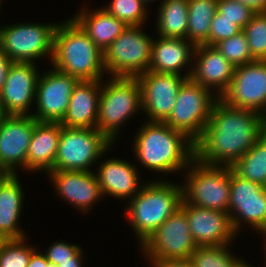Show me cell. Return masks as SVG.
Segmentation results:
<instances>
[{
    "label": "cell",
    "instance_id": "obj_25",
    "mask_svg": "<svg viewBox=\"0 0 266 267\" xmlns=\"http://www.w3.org/2000/svg\"><path fill=\"white\" fill-rule=\"evenodd\" d=\"M22 186L16 174H12L0 186V233L9 239H23L19 223L23 202Z\"/></svg>",
    "mask_w": 266,
    "mask_h": 267
},
{
    "label": "cell",
    "instance_id": "obj_23",
    "mask_svg": "<svg viewBox=\"0 0 266 267\" xmlns=\"http://www.w3.org/2000/svg\"><path fill=\"white\" fill-rule=\"evenodd\" d=\"M62 125L60 122H36L27 153V170L45 171L54 167Z\"/></svg>",
    "mask_w": 266,
    "mask_h": 267
},
{
    "label": "cell",
    "instance_id": "obj_39",
    "mask_svg": "<svg viewBox=\"0 0 266 267\" xmlns=\"http://www.w3.org/2000/svg\"><path fill=\"white\" fill-rule=\"evenodd\" d=\"M13 61L0 47V90L3 88Z\"/></svg>",
    "mask_w": 266,
    "mask_h": 267
},
{
    "label": "cell",
    "instance_id": "obj_10",
    "mask_svg": "<svg viewBox=\"0 0 266 267\" xmlns=\"http://www.w3.org/2000/svg\"><path fill=\"white\" fill-rule=\"evenodd\" d=\"M57 26L56 23L5 25L0 28V47L13 62L33 63L48 55L52 61Z\"/></svg>",
    "mask_w": 266,
    "mask_h": 267
},
{
    "label": "cell",
    "instance_id": "obj_3",
    "mask_svg": "<svg viewBox=\"0 0 266 267\" xmlns=\"http://www.w3.org/2000/svg\"><path fill=\"white\" fill-rule=\"evenodd\" d=\"M52 67L79 81L102 80L103 51L73 19L58 24L54 36Z\"/></svg>",
    "mask_w": 266,
    "mask_h": 267
},
{
    "label": "cell",
    "instance_id": "obj_16",
    "mask_svg": "<svg viewBox=\"0 0 266 267\" xmlns=\"http://www.w3.org/2000/svg\"><path fill=\"white\" fill-rule=\"evenodd\" d=\"M36 119L31 115H6L0 122V172L27 170V153Z\"/></svg>",
    "mask_w": 266,
    "mask_h": 267
},
{
    "label": "cell",
    "instance_id": "obj_2",
    "mask_svg": "<svg viewBox=\"0 0 266 267\" xmlns=\"http://www.w3.org/2000/svg\"><path fill=\"white\" fill-rule=\"evenodd\" d=\"M134 142L142 166L162 173L185 168L195 159V144L185 133L162 122H145Z\"/></svg>",
    "mask_w": 266,
    "mask_h": 267
},
{
    "label": "cell",
    "instance_id": "obj_24",
    "mask_svg": "<svg viewBox=\"0 0 266 267\" xmlns=\"http://www.w3.org/2000/svg\"><path fill=\"white\" fill-rule=\"evenodd\" d=\"M156 40L152 46L150 71L180 75L181 69L195 60L192 55L196 46L187 39L159 37Z\"/></svg>",
    "mask_w": 266,
    "mask_h": 267
},
{
    "label": "cell",
    "instance_id": "obj_38",
    "mask_svg": "<svg viewBox=\"0 0 266 267\" xmlns=\"http://www.w3.org/2000/svg\"><path fill=\"white\" fill-rule=\"evenodd\" d=\"M153 267H195L190 258L188 259H167L161 261H152Z\"/></svg>",
    "mask_w": 266,
    "mask_h": 267
},
{
    "label": "cell",
    "instance_id": "obj_17",
    "mask_svg": "<svg viewBox=\"0 0 266 267\" xmlns=\"http://www.w3.org/2000/svg\"><path fill=\"white\" fill-rule=\"evenodd\" d=\"M180 207L186 212L190 232L197 246L231 245L237 233L232 228L228 212L198 207L183 199Z\"/></svg>",
    "mask_w": 266,
    "mask_h": 267
},
{
    "label": "cell",
    "instance_id": "obj_13",
    "mask_svg": "<svg viewBox=\"0 0 266 267\" xmlns=\"http://www.w3.org/2000/svg\"><path fill=\"white\" fill-rule=\"evenodd\" d=\"M228 213L236 233L242 221L258 231L266 229V187L242 178L232 167Z\"/></svg>",
    "mask_w": 266,
    "mask_h": 267
},
{
    "label": "cell",
    "instance_id": "obj_27",
    "mask_svg": "<svg viewBox=\"0 0 266 267\" xmlns=\"http://www.w3.org/2000/svg\"><path fill=\"white\" fill-rule=\"evenodd\" d=\"M158 12L156 30L160 37L186 39L188 0H164Z\"/></svg>",
    "mask_w": 266,
    "mask_h": 267
},
{
    "label": "cell",
    "instance_id": "obj_31",
    "mask_svg": "<svg viewBox=\"0 0 266 267\" xmlns=\"http://www.w3.org/2000/svg\"><path fill=\"white\" fill-rule=\"evenodd\" d=\"M242 31L253 59L266 61V12L255 13Z\"/></svg>",
    "mask_w": 266,
    "mask_h": 267
},
{
    "label": "cell",
    "instance_id": "obj_8",
    "mask_svg": "<svg viewBox=\"0 0 266 267\" xmlns=\"http://www.w3.org/2000/svg\"><path fill=\"white\" fill-rule=\"evenodd\" d=\"M113 143L96 128L62 126L57 155L51 171H92L90 166L100 159Z\"/></svg>",
    "mask_w": 266,
    "mask_h": 267
},
{
    "label": "cell",
    "instance_id": "obj_21",
    "mask_svg": "<svg viewBox=\"0 0 266 267\" xmlns=\"http://www.w3.org/2000/svg\"><path fill=\"white\" fill-rule=\"evenodd\" d=\"M101 80L79 81L70 96L68 110L60 124L69 128L97 126Z\"/></svg>",
    "mask_w": 266,
    "mask_h": 267
},
{
    "label": "cell",
    "instance_id": "obj_15",
    "mask_svg": "<svg viewBox=\"0 0 266 267\" xmlns=\"http://www.w3.org/2000/svg\"><path fill=\"white\" fill-rule=\"evenodd\" d=\"M39 75L36 85V112L31 114L38 122H61L66 115L70 96L79 80L52 68Z\"/></svg>",
    "mask_w": 266,
    "mask_h": 267
},
{
    "label": "cell",
    "instance_id": "obj_19",
    "mask_svg": "<svg viewBox=\"0 0 266 267\" xmlns=\"http://www.w3.org/2000/svg\"><path fill=\"white\" fill-rule=\"evenodd\" d=\"M193 57L196 63L189 69L190 79L211 91L215 88L220 98L232 81L235 66L214 46L197 45Z\"/></svg>",
    "mask_w": 266,
    "mask_h": 267
},
{
    "label": "cell",
    "instance_id": "obj_1",
    "mask_svg": "<svg viewBox=\"0 0 266 267\" xmlns=\"http://www.w3.org/2000/svg\"><path fill=\"white\" fill-rule=\"evenodd\" d=\"M266 131V117L218 100L202 135L194 142L195 159L205 165L232 167Z\"/></svg>",
    "mask_w": 266,
    "mask_h": 267
},
{
    "label": "cell",
    "instance_id": "obj_35",
    "mask_svg": "<svg viewBox=\"0 0 266 267\" xmlns=\"http://www.w3.org/2000/svg\"><path fill=\"white\" fill-rule=\"evenodd\" d=\"M49 247L45 256L50 263L58 267H82L83 250L79 245L60 241Z\"/></svg>",
    "mask_w": 266,
    "mask_h": 267
},
{
    "label": "cell",
    "instance_id": "obj_44",
    "mask_svg": "<svg viewBox=\"0 0 266 267\" xmlns=\"http://www.w3.org/2000/svg\"><path fill=\"white\" fill-rule=\"evenodd\" d=\"M8 239L5 238L1 233H0V250L3 246V244L7 241Z\"/></svg>",
    "mask_w": 266,
    "mask_h": 267
},
{
    "label": "cell",
    "instance_id": "obj_36",
    "mask_svg": "<svg viewBox=\"0 0 266 267\" xmlns=\"http://www.w3.org/2000/svg\"><path fill=\"white\" fill-rule=\"evenodd\" d=\"M217 11L235 22L241 29L251 20L255 12L236 0H218Z\"/></svg>",
    "mask_w": 266,
    "mask_h": 267
},
{
    "label": "cell",
    "instance_id": "obj_28",
    "mask_svg": "<svg viewBox=\"0 0 266 267\" xmlns=\"http://www.w3.org/2000/svg\"><path fill=\"white\" fill-rule=\"evenodd\" d=\"M218 0H188L186 39L195 46L207 45L210 24L217 12Z\"/></svg>",
    "mask_w": 266,
    "mask_h": 267
},
{
    "label": "cell",
    "instance_id": "obj_47",
    "mask_svg": "<svg viewBox=\"0 0 266 267\" xmlns=\"http://www.w3.org/2000/svg\"><path fill=\"white\" fill-rule=\"evenodd\" d=\"M47 267H58V266L55 264L49 263Z\"/></svg>",
    "mask_w": 266,
    "mask_h": 267
},
{
    "label": "cell",
    "instance_id": "obj_12",
    "mask_svg": "<svg viewBox=\"0 0 266 267\" xmlns=\"http://www.w3.org/2000/svg\"><path fill=\"white\" fill-rule=\"evenodd\" d=\"M220 100L230 107L253 110L266 117V61L255 60L235 67Z\"/></svg>",
    "mask_w": 266,
    "mask_h": 267
},
{
    "label": "cell",
    "instance_id": "obj_43",
    "mask_svg": "<svg viewBox=\"0 0 266 267\" xmlns=\"http://www.w3.org/2000/svg\"><path fill=\"white\" fill-rule=\"evenodd\" d=\"M236 267H251V265H249L248 263H246V261L242 259Z\"/></svg>",
    "mask_w": 266,
    "mask_h": 267
},
{
    "label": "cell",
    "instance_id": "obj_22",
    "mask_svg": "<svg viewBox=\"0 0 266 267\" xmlns=\"http://www.w3.org/2000/svg\"><path fill=\"white\" fill-rule=\"evenodd\" d=\"M99 166L98 173L95 172V175L103 195L132 199L139 193L140 177L133 164L120 158H108Z\"/></svg>",
    "mask_w": 266,
    "mask_h": 267
},
{
    "label": "cell",
    "instance_id": "obj_20",
    "mask_svg": "<svg viewBox=\"0 0 266 267\" xmlns=\"http://www.w3.org/2000/svg\"><path fill=\"white\" fill-rule=\"evenodd\" d=\"M48 174L59 196L83 213L104 196L93 171H49Z\"/></svg>",
    "mask_w": 266,
    "mask_h": 267
},
{
    "label": "cell",
    "instance_id": "obj_14",
    "mask_svg": "<svg viewBox=\"0 0 266 267\" xmlns=\"http://www.w3.org/2000/svg\"><path fill=\"white\" fill-rule=\"evenodd\" d=\"M186 73L181 76L148 70L136 77L141 86V109L149 122L164 123L168 119L180 87L190 78V72Z\"/></svg>",
    "mask_w": 266,
    "mask_h": 267
},
{
    "label": "cell",
    "instance_id": "obj_41",
    "mask_svg": "<svg viewBox=\"0 0 266 267\" xmlns=\"http://www.w3.org/2000/svg\"><path fill=\"white\" fill-rule=\"evenodd\" d=\"M236 1L246 5L255 13L266 12V0H236Z\"/></svg>",
    "mask_w": 266,
    "mask_h": 267
},
{
    "label": "cell",
    "instance_id": "obj_33",
    "mask_svg": "<svg viewBox=\"0 0 266 267\" xmlns=\"http://www.w3.org/2000/svg\"><path fill=\"white\" fill-rule=\"evenodd\" d=\"M214 47L235 67L255 61L243 31L216 43Z\"/></svg>",
    "mask_w": 266,
    "mask_h": 267
},
{
    "label": "cell",
    "instance_id": "obj_40",
    "mask_svg": "<svg viewBox=\"0 0 266 267\" xmlns=\"http://www.w3.org/2000/svg\"><path fill=\"white\" fill-rule=\"evenodd\" d=\"M36 251L32 253L27 267H47L50 262L47 260L45 254Z\"/></svg>",
    "mask_w": 266,
    "mask_h": 267
},
{
    "label": "cell",
    "instance_id": "obj_18",
    "mask_svg": "<svg viewBox=\"0 0 266 267\" xmlns=\"http://www.w3.org/2000/svg\"><path fill=\"white\" fill-rule=\"evenodd\" d=\"M37 71L34 62L12 63L0 90V104L6 115H28V109L36 99Z\"/></svg>",
    "mask_w": 266,
    "mask_h": 267
},
{
    "label": "cell",
    "instance_id": "obj_6",
    "mask_svg": "<svg viewBox=\"0 0 266 267\" xmlns=\"http://www.w3.org/2000/svg\"><path fill=\"white\" fill-rule=\"evenodd\" d=\"M102 82L96 129L114 142L122 123L142 108L141 86L136 78L112 77Z\"/></svg>",
    "mask_w": 266,
    "mask_h": 267
},
{
    "label": "cell",
    "instance_id": "obj_46",
    "mask_svg": "<svg viewBox=\"0 0 266 267\" xmlns=\"http://www.w3.org/2000/svg\"><path fill=\"white\" fill-rule=\"evenodd\" d=\"M144 4H146L147 5V3L150 1H154V0H141Z\"/></svg>",
    "mask_w": 266,
    "mask_h": 267
},
{
    "label": "cell",
    "instance_id": "obj_11",
    "mask_svg": "<svg viewBox=\"0 0 266 267\" xmlns=\"http://www.w3.org/2000/svg\"><path fill=\"white\" fill-rule=\"evenodd\" d=\"M151 261L188 259L198 247L191 232L186 212L180 207L141 244Z\"/></svg>",
    "mask_w": 266,
    "mask_h": 267
},
{
    "label": "cell",
    "instance_id": "obj_7",
    "mask_svg": "<svg viewBox=\"0 0 266 267\" xmlns=\"http://www.w3.org/2000/svg\"><path fill=\"white\" fill-rule=\"evenodd\" d=\"M153 38L141 26L127 28L103 51L105 72L112 77L136 78L147 72L152 57Z\"/></svg>",
    "mask_w": 266,
    "mask_h": 267
},
{
    "label": "cell",
    "instance_id": "obj_30",
    "mask_svg": "<svg viewBox=\"0 0 266 267\" xmlns=\"http://www.w3.org/2000/svg\"><path fill=\"white\" fill-rule=\"evenodd\" d=\"M228 246H198L190 259L195 267H236L242 259L230 254Z\"/></svg>",
    "mask_w": 266,
    "mask_h": 267
},
{
    "label": "cell",
    "instance_id": "obj_32",
    "mask_svg": "<svg viewBox=\"0 0 266 267\" xmlns=\"http://www.w3.org/2000/svg\"><path fill=\"white\" fill-rule=\"evenodd\" d=\"M110 2V5L103 7V9L127 26H142L144 24L148 10L141 0H112Z\"/></svg>",
    "mask_w": 266,
    "mask_h": 267
},
{
    "label": "cell",
    "instance_id": "obj_45",
    "mask_svg": "<svg viewBox=\"0 0 266 267\" xmlns=\"http://www.w3.org/2000/svg\"><path fill=\"white\" fill-rule=\"evenodd\" d=\"M6 116V114L4 113L2 106L0 104V122L3 120V118Z\"/></svg>",
    "mask_w": 266,
    "mask_h": 267
},
{
    "label": "cell",
    "instance_id": "obj_34",
    "mask_svg": "<svg viewBox=\"0 0 266 267\" xmlns=\"http://www.w3.org/2000/svg\"><path fill=\"white\" fill-rule=\"evenodd\" d=\"M25 242V238L7 240L0 250V267H27L36 249Z\"/></svg>",
    "mask_w": 266,
    "mask_h": 267
},
{
    "label": "cell",
    "instance_id": "obj_29",
    "mask_svg": "<svg viewBox=\"0 0 266 267\" xmlns=\"http://www.w3.org/2000/svg\"><path fill=\"white\" fill-rule=\"evenodd\" d=\"M232 169L242 178L266 187V131Z\"/></svg>",
    "mask_w": 266,
    "mask_h": 267
},
{
    "label": "cell",
    "instance_id": "obj_5",
    "mask_svg": "<svg viewBox=\"0 0 266 267\" xmlns=\"http://www.w3.org/2000/svg\"><path fill=\"white\" fill-rule=\"evenodd\" d=\"M188 167L182 185L183 200L198 207L228 212L231 167L205 165L196 159Z\"/></svg>",
    "mask_w": 266,
    "mask_h": 267
},
{
    "label": "cell",
    "instance_id": "obj_37",
    "mask_svg": "<svg viewBox=\"0 0 266 267\" xmlns=\"http://www.w3.org/2000/svg\"><path fill=\"white\" fill-rule=\"evenodd\" d=\"M242 29L235 22L225 18L218 11L213 16L208 35V46H214L216 43L238 34Z\"/></svg>",
    "mask_w": 266,
    "mask_h": 267
},
{
    "label": "cell",
    "instance_id": "obj_26",
    "mask_svg": "<svg viewBox=\"0 0 266 267\" xmlns=\"http://www.w3.org/2000/svg\"><path fill=\"white\" fill-rule=\"evenodd\" d=\"M72 18L101 51H105L127 28L124 22L109 14L103 7L91 13L85 8Z\"/></svg>",
    "mask_w": 266,
    "mask_h": 267
},
{
    "label": "cell",
    "instance_id": "obj_42",
    "mask_svg": "<svg viewBox=\"0 0 266 267\" xmlns=\"http://www.w3.org/2000/svg\"><path fill=\"white\" fill-rule=\"evenodd\" d=\"M11 173L0 172V186L11 176Z\"/></svg>",
    "mask_w": 266,
    "mask_h": 267
},
{
    "label": "cell",
    "instance_id": "obj_4",
    "mask_svg": "<svg viewBox=\"0 0 266 267\" xmlns=\"http://www.w3.org/2000/svg\"><path fill=\"white\" fill-rule=\"evenodd\" d=\"M182 186L172 182H148L131 199L127 209V219L139 240L148 238L162 223L180 208Z\"/></svg>",
    "mask_w": 266,
    "mask_h": 267
},
{
    "label": "cell",
    "instance_id": "obj_9",
    "mask_svg": "<svg viewBox=\"0 0 266 267\" xmlns=\"http://www.w3.org/2000/svg\"><path fill=\"white\" fill-rule=\"evenodd\" d=\"M212 93L211 89L187 79L180 87L172 112L164 123L195 142L208 124L214 104L220 99L214 96V91Z\"/></svg>",
    "mask_w": 266,
    "mask_h": 267
}]
</instances>
